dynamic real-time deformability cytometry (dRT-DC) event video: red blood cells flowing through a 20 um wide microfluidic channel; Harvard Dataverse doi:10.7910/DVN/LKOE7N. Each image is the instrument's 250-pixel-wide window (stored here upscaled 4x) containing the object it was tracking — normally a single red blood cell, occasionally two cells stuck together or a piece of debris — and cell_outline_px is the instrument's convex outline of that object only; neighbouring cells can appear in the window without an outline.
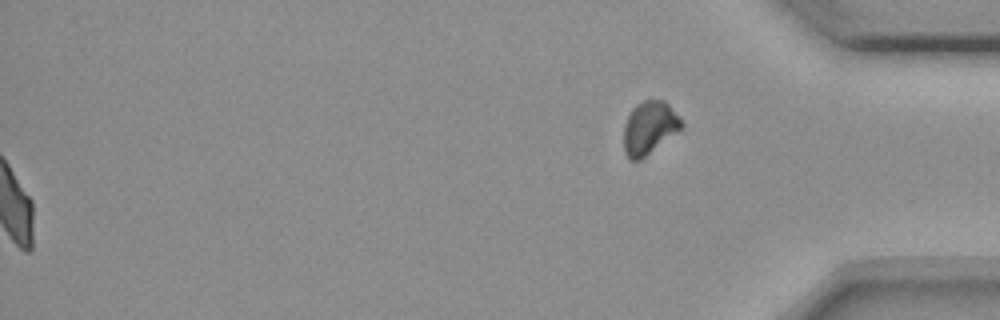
{"species": "common noctule bat (a hibernating species)", "species_latin": "Nyctalus noctula", "temperature_condition": "room temperature", "stored_images_in_passage": 53, "segment_of_instrument_passage": [2, 2], "camera_frame_rate_fps": 3000, "um_per_image_px": 0.085, "animal": {"sex": "female", "body_mass_g": 18.4}, "frame": {"image": 1, "passage_image": 53, "time_ms": 17.333, "image_size_px": [1000, 320], "cell_outline_px": [[684, 128], [640, 160], [632, 160], [624, 152], [624, 124], [632, 108], [636, 104], [644, 100], [664, 100], [680, 116], [684, 124]], "centroid_in_image_um": [55.23, 10.85], "position_along_channel_um": 380.0, "area_um2": 17.98}}